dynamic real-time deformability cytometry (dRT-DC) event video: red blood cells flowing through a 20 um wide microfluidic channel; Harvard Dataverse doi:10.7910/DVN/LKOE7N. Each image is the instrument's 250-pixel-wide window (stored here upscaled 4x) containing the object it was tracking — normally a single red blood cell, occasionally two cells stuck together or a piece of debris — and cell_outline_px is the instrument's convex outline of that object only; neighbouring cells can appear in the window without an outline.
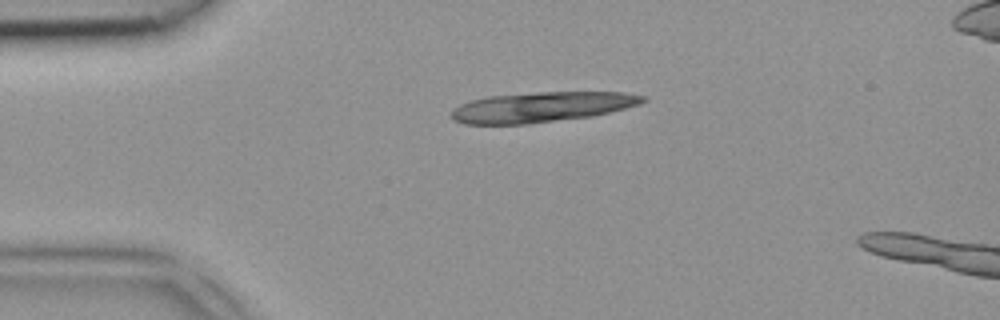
{"species": "common noctule bat (a hibernating species)", "species_latin": "Nyctalus noctula", "temperature_condition": "room temperature", "stored_images_in_passage": 2, "camera_frame_rate_fps": 3000, "um_per_image_px": 0.085, "animal": {"sex": "female", "body_mass_g": 18.4}, "frame": {"image": 1, "passage_image": 1, "time_ms": 0.0, "image_size_px": [1000, 320], "cell_outline_px": [[648, 100], [640, 104], [592, 116], [528, 124], [464, 124], [452, 120], [452, 108], [468, 100], [488, 96], [536, 92], [624, 92], [648, 96]], "centroid_in_image_um": [46.03, 9.09], "position_along_channel_um": 39.0, "area_um2": 33.87}}